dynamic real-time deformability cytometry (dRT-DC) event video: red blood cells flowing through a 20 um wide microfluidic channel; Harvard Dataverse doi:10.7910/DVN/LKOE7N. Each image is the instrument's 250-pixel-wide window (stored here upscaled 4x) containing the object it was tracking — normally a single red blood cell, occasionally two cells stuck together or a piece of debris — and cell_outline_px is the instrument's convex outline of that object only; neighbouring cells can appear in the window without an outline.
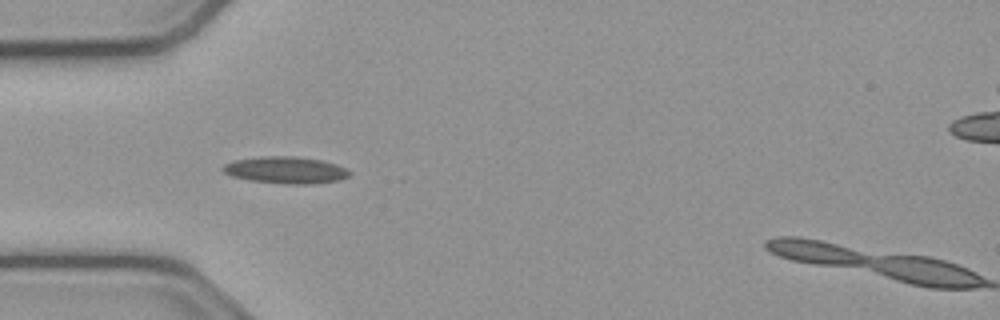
{"species": "common noctule bat (a hibernating species)", "species_latin": "Nyctalus noctula", "temperature_condition": "cold", "stored_images_in_passage": 12, "camera_frame_rate_fps": 3000, "um_per_image_px": 0.085, "animal": {"sex": "male", "body_mass_g": 23.1, "forearm_length_mm": 52.7}, "frame": {"image": 1, "passage_image": 4, "time_ms": 1.0, "image_size_px": [1000, 320], "cell_outline_px": [[352, 172], [348, 176], [336, 180], [312, 184], [288, 184], [248, 180], [232, 176], [224, 172], [220, 168], [224, 164], [232, 160], [260, 156], [296, 156], [320, 160], [336, 164]], "centroid_in_image_um": [24.23, 14.44], "position_along_channel_um": 60.8, "area_um2": 19.83}}
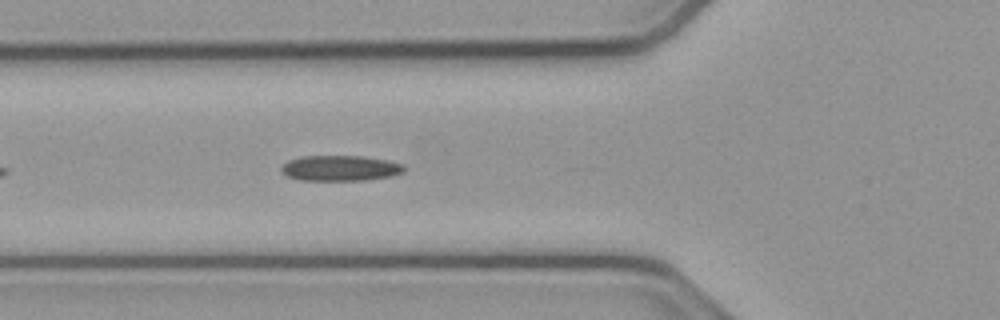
{"frame": {"image": 2, "passage_image": 7, "time_ms": 2.0, "image_size_px": [1000, 320], "cell_outline_px": [[404, 172], [392, 176], [364, 180], [300, 180], [288, 176], [280, 172], [280, 168], [288, 160], [304, 156], [360, 156], [384, 160], [404, 164]], "centroid_in_image_um": [28.9, 14.3], "position_along_channel_um": 96.9, "area_um2": 18.15}}